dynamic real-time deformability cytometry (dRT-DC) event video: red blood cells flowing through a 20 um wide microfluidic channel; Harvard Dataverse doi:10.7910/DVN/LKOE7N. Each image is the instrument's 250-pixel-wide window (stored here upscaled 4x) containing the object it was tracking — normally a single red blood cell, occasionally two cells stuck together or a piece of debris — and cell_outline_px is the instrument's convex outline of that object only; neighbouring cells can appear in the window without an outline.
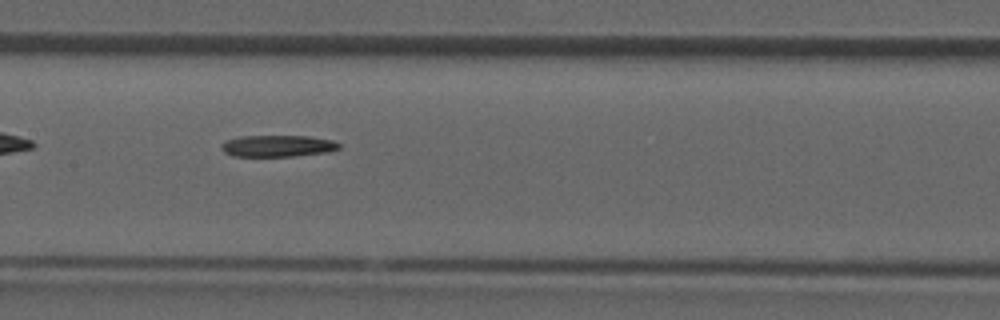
{"species": "common noctule bat (a hibernating species)", "species_latin": "Nyctalus noctula", "temperature_condition": "room temperature", "stored_images_in_passage": 22, "camera_frame_rate_fps": 3000, "um_per_image_px": 0.085, "animal": {"sex": "male", "forearm_length_mm": 52.5}, "frame": {"image": 1, "passage_image": 7, "time_ms": 2.0, "image_size_px": [1000, 320], "cell_outline_px": [[340, 148], [328, 152], [292, 156], [232, 156], [224, 152], [220, 148], [220, 144], [224, 140], [240, 136], [308, 136], [332, 140], [340, 144]], "centroid_in_image_um": [23.55, 12.4], "position_along_channel_um": 183.9, "area_um2": 14.91}}